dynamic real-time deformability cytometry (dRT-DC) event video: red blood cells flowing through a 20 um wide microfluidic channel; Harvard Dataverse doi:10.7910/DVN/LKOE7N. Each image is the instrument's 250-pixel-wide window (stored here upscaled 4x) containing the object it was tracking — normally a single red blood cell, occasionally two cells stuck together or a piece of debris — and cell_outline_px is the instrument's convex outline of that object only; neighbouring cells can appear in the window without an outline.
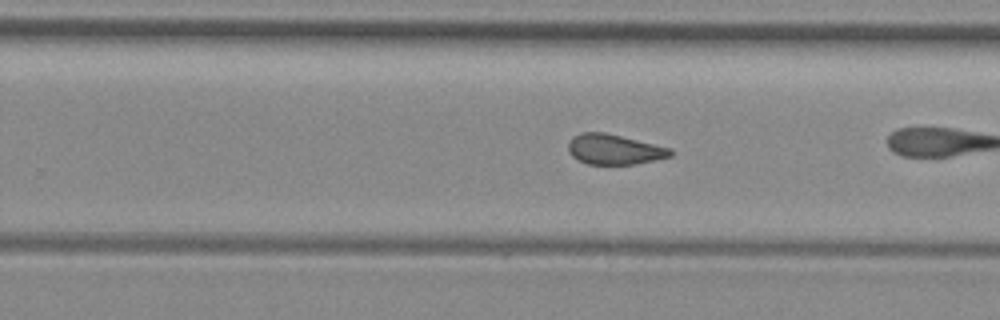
{"species": "common noctule bat (a hibernating species)", "species_latin": "Nyctalus noctula", "temperature_condition": "room temperature", "stored_images_in_passage": 23, "camera_frame_rate_fps": 3000, "um_per_image_px": 0.085, "animal": {"sex": "female", "body_mass_g": 29.2, "forearm_length_mm": 56.3}, "frame": {"image": 1, "passage_image": 20, "time_ms": 6.333, "image_size_px": [1000, 320], "cell_outline_px": [[672, 156], [656, 160], [636, 164], [588, 164], [572, 156], [568, 152], [568, 144], [572, 136], [580, 132], [604, 132], [672, 148]], "centroid_in_image_um": [52.21, 12.69], "position_along_channel_um": 277.6, "area_um2": 18.03}}